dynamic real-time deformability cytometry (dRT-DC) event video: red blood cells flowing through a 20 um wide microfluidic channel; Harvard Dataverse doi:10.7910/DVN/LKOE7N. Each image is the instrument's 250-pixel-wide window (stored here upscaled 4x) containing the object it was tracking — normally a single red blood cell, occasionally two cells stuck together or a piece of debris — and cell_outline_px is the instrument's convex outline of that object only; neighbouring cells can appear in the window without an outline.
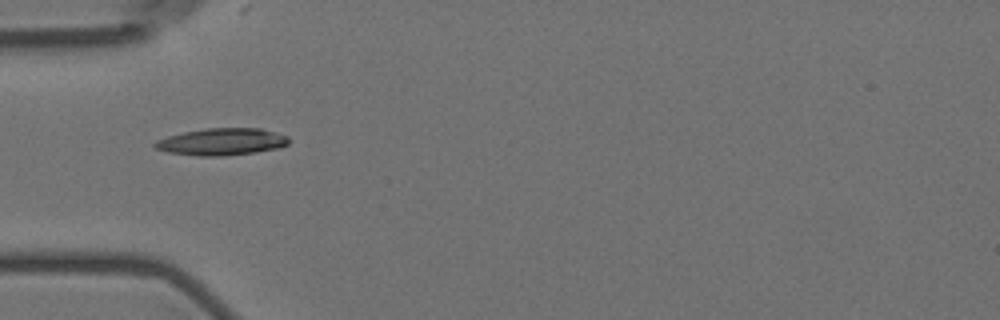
{"species": "Egyptian fruit bat (a non-hibernating species)", "species_latin": "Rousettus aegyptiacus", "temperature_condition": "room temperature", "stored_images_in_passage": 2, "camera_frame_rate_fps": 3000, "um_per_image_px": 0.085, "animal": {"sex": "female"}, "frame": {"image": 1, "passage_image": 1, "time_ms": 0.0, "image_size_px": [1000, 320], "cell_outline_px": [[288, 144], [280, 148], [256, 152], [224, 156], [196, 156], [168, 152], [156, 148], [152, 144], [156, 140], [168, 136], [184, 132], [204, 128], [260, 128], [276, 132], [288, 136]], "centroid_in_image_um": [18.86, 12.05], "position_along_channel_um": 66.1, "area_um2": 21.21}}